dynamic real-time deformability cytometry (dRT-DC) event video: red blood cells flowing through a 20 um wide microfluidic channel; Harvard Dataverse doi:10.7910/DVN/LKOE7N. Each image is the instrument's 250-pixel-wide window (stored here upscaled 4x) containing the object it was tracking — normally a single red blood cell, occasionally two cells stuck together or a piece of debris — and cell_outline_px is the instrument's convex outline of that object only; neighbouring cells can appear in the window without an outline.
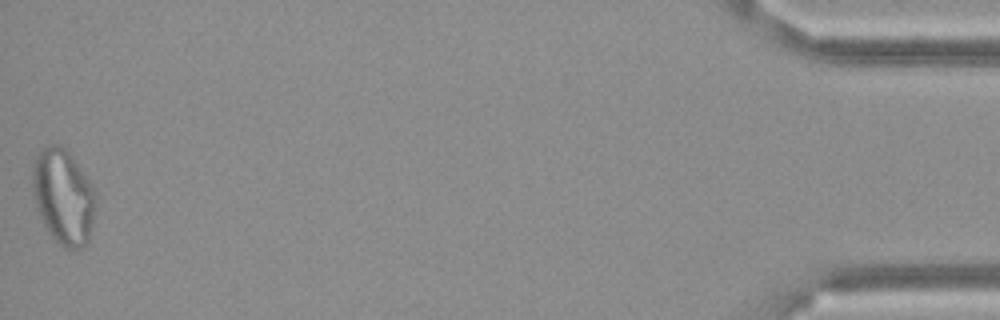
{"species": "Egyptian fruit bat (a non-hibernating species)", "species_latin": "Rousettus aegyptiacus", "temperature_condition": "cold", "stored_images_in_passage": 46, "camera_frame_rate_fps": 3000, "um_per_image_px": 0.085, "frame": {"image": 1, "passage_image": 46, "time_ms": 15.0, "image_size_px": [1000, 320], "cell_outline_px": [[96, 196], [92, 220], [88, 240], [80, 248], [64, 248], [52, 236], [44, 224], [36, 208], [32, 184], [32, 164], [36, 156], [48, 144], [56, 144], [64, 148], [68, 152], [88, 180], [96, 192]], "centroid_in_image_um": [5.35, 16.7], "position_along_channel_um": 429.8, "area_um2": 34.39}, "authors_computed_cell_mechanics": {"area_um2": 28.7266, "velocity_mm_per_s": 3.5121, "shape_relaxation_time_tau1_ms": null, "shape_relaxation_time_tau2_ms": 2.5069, "deformation_change_tau1": null, "deformation_change_tau2": 0.1156}}